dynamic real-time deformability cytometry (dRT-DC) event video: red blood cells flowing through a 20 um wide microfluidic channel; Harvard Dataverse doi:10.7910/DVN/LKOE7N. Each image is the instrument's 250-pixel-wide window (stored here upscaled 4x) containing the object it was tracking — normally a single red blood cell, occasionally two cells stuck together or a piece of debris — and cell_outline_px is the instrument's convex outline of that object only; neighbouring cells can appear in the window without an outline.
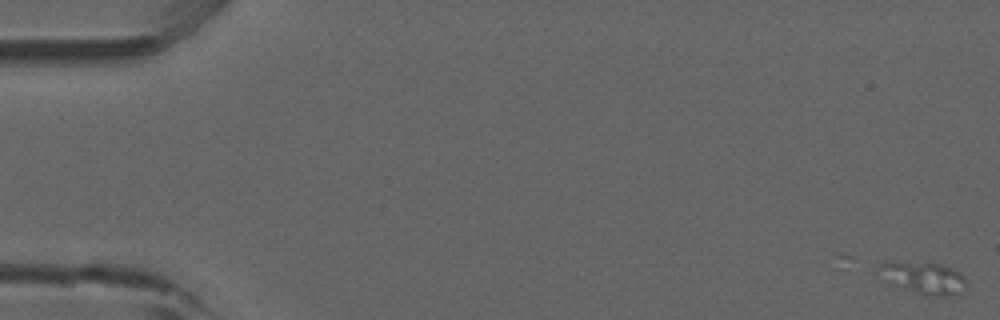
{"species": "common noctule bat (a hibernating species)", "species_latin": "Nyctalus noctula", "temperature_condition": "room temperature", "stored_images_in_passage": 52, "camera_frame_rate_fps": 3000, "um_per_image_px": 0.085, "animal": {"sex": "male", "forearm_length_mm": 52.5}, "frame": {"image": 1, "passage_image": 1, "time_ms": 0.0, "image_size_px": [1000, 320], "cell_outline_px": [[968, 284], [960, 292], [944, 296], [936, 296], [920, 292], [892, 284], [880, 280], [884, 264], [892, 260], [940, 264], [952, 268], [960, 272], [964, 276]], "centroid_in_image_um": [78.55, 23.59], "position_along_channel_um": 6.4, "area_um2": 15.9}}